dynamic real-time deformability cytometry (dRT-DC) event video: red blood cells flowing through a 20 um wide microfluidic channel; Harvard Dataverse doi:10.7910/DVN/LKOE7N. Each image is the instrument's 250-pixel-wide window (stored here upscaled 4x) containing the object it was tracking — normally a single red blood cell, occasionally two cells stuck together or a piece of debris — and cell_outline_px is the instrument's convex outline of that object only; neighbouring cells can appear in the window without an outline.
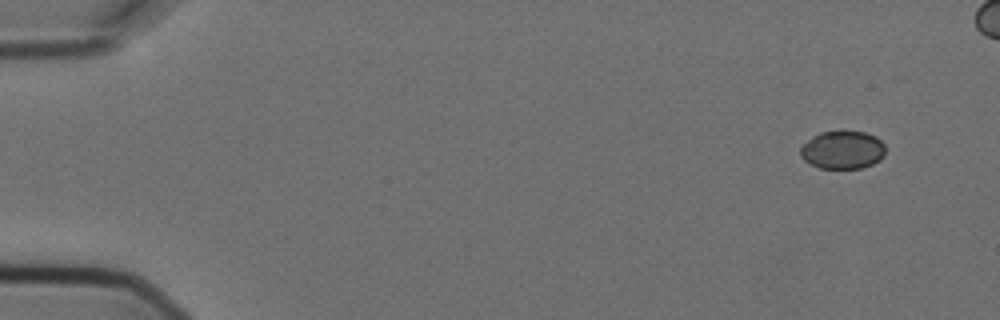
{"species": "Egyptian fruit bat (a non-hibernating species)", "species_latin": "Rousettus aegyptiacus", "temperature_condition": "cold", "stored_images_in_passage": 5, "camera_frame_rate_fps": 3000, "um_per_image_px": 0.085, "animal": {"sex": "female"}, "frame": {"image": 1, "passage_image": 1, "time_ms": 0.0, "image_size_px": [1000, 320], "cell_outline_px": [[884, 156], [880, 160], [872, 164], [860, 168], [820, 168], [804, 160], [800, 156], [800, 148], [812, 136], [820, 132], [840, 128], [844, 128], [864, 132], [876, 136], [884, 144]], "centroid_in_image_um": [71.62, 12.69], "position_along_channel_um": 13.4, "area_um2": 19.36}}